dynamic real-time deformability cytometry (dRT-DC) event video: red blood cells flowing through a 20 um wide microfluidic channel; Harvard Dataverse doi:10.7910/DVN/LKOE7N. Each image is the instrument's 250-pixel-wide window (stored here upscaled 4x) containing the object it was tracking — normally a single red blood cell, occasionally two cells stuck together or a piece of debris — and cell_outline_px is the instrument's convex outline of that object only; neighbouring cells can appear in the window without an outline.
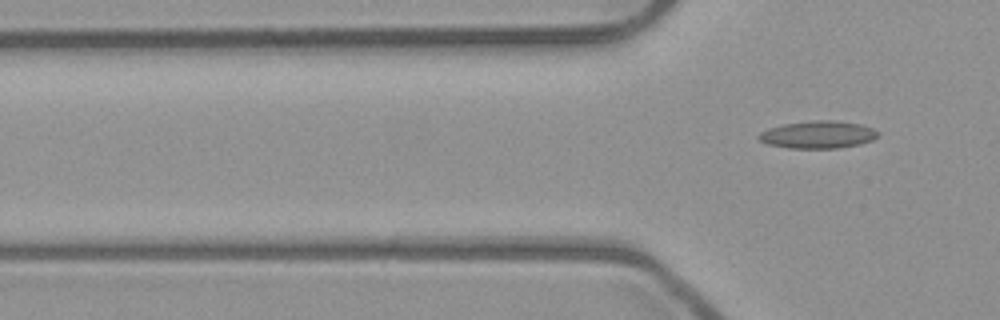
{"species": "common noctule bat (a hibernating species)", "species_latin": "Nyctalus noctula", "temperature_condition": "room temperature", "stored_images_in_passage": 5, "camera_frame_rate_fps": 3000, "um_per_image_px": 0.085, "animal": {"sex": "male", "body_mass_g": 23.1, "forearm_length_mm": 52.7}, "frame": {"image": 1, "passage_image": 5, "time_ms": 1.333, "image_size_px": [1000, 320], "cell_outline_px": [[880, 132], [872, 140], [860, 144], [836, 148], [788, 148], [768, 144], [760, 140], [756, 136], [760, 132], [768, 128], [784, 124], [812, 120], [836, 120], [860, 124], [872, 128]], "centroid_in_image_um": [69.51, 11.44], "position_along_channel_um": 56.3, "area_um2": 19.07}}